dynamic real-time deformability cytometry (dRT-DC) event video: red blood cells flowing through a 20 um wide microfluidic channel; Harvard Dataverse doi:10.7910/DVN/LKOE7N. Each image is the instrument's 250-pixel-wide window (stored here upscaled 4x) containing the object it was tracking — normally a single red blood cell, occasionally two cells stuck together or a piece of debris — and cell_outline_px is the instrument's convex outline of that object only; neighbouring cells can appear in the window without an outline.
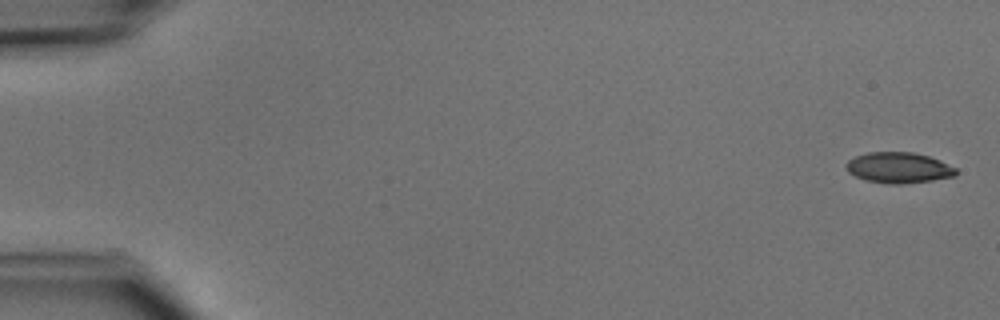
{"species": "common noctule bat (a hibernating species)", "species_latin": "Nyctalus noctula", "temperature_condition": "cold", "stored_images_in_passage": 6, "camera_frame_rate_fps": 3000, "um_per_image_px": 0.085, "animal": {"sex": "male", "body_mass_g": 15.6}, "frame": {"image": 1, "passage_image": 1, "time_ms": 0.0, "image_size_px": [1000, 320], "cell_outline_px": [[956, 176], [932, 180], [904, 184], [888, 184], [868, 180], [856, 176], [848, 172], [844, 164], [848, 160], [856, 156], [868, 152], [912, 152], [928, 156], [940, 160], [956, 168]], "centroid_in_image_um": [76.38, 14.25], "position_along_channel_um": 8.6, "area_um2": 19.65}}